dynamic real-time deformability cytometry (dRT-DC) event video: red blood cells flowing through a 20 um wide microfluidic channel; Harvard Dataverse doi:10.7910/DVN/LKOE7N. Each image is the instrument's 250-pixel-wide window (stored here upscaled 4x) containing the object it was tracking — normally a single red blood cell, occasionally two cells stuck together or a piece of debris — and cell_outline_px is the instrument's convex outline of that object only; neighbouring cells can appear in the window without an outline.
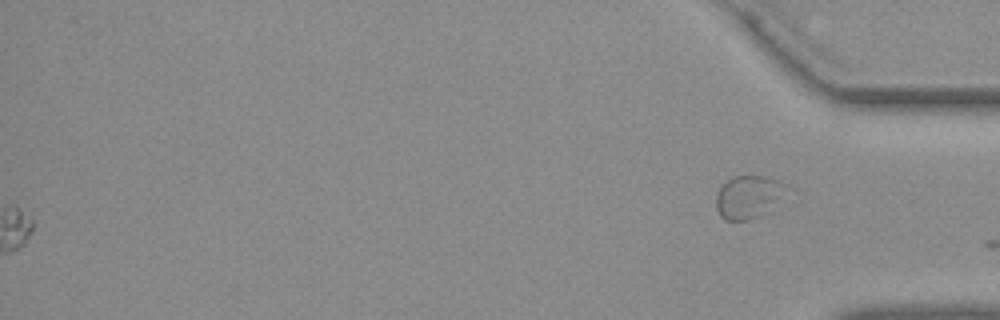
{"species": "common noctule bat (a hibernating species)", "species_latin": "Nyctalus noctula", "temperature_condition": "warm", "stored_images_in_passage": 43, "segment_of_instrument_passage": [2, 2], "camera_frame_rate_fps": 3000, "um_per_image_px": 0.085, "animal": {"sex": "female", "body_mass_g": 19.3, "forearm_length_mm": 54.1}, "frame": {"image": 1, "passage_image": 43, "time_ms": 14.0, "image_size_px": [1000, 320], "cell_outline_px": [[796, 188], [760, 216], [744, 220], [724, 220], [720, 216], [716, 208], [716, 192], [732, 176], [768, 176], [788, 184]], "centroid_in_image_um": [63.71, 16.71], "position_along_channel_um": 371.5, "area_um2": 18.15}}